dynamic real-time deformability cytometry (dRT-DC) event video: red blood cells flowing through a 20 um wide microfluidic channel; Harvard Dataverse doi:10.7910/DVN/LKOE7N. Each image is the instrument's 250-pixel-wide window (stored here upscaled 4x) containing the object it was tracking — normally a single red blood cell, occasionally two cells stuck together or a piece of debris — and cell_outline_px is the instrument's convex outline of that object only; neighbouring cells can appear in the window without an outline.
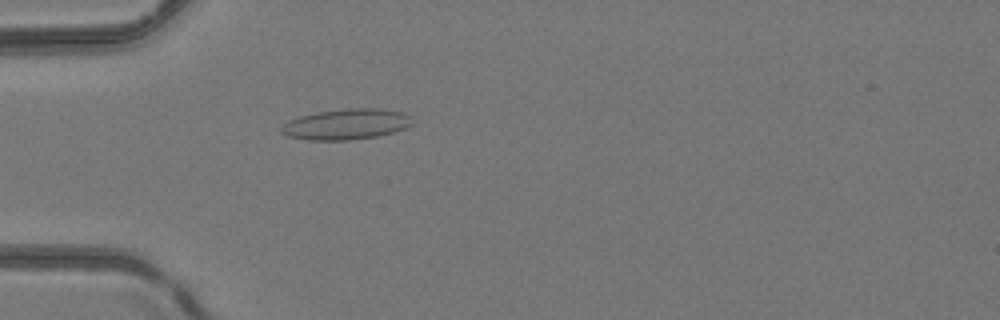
{"species": "common noctule bat (a hibernating species)", "species_latin": "Nyctalus noctula", "temperature_condition": "room temperature", "stored_images_in_passage": 47, "camera_frame_rate_fps": 3000, "um_per_image_px": 0.085, "animal": {"sex": "female", "body_mass_g": 24.6, "forearm_length_mm": 56.2}, "frame": {"image": 1, "passage_image": 12, "time_ms": 3.667, "image_size_px": [1000, 320], "cell_outline_px": [[412, 124], [404, 128], [392, 132], [376, 136], [348, 140], [308, 140], [288, 136], [280, 132], [280, 128], [288, 120], [300, 116], [316, 112], [348, 108], [376, 108], [400, 112], [408, 116]], "centroid_in_image_um": [29.36, 10.56], "position_along_channel_um": 55.6, "area_um2": 23.12}}
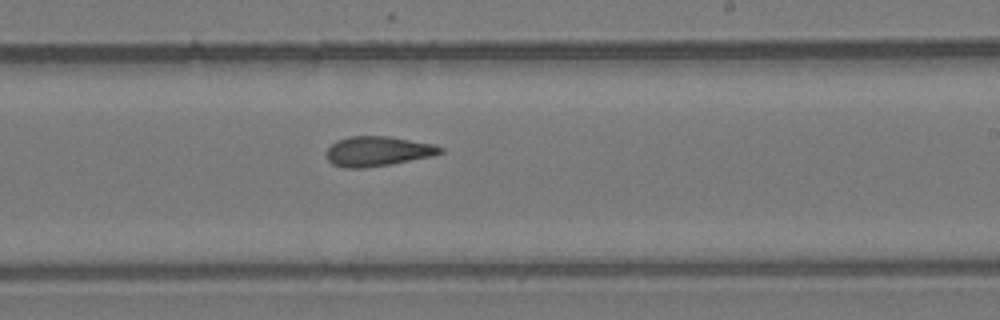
{"frame": {"image": 2, "passage_image": 27, "time_ms": 8.667, "image_size_px": [1000, 320], "cell_outline_px": [[444, 152], [432, 156], [388, 164], [364, 168], [344, 168], [332, 164], [328, 160], [324, 152], [336, 140], [348, 136], [388, 136], [436, 144], [444, 148]], "centroid_in_image_um": [32.09, 12.85], "position_along_channel_um": 256.9, "area_um2": 19.94}}
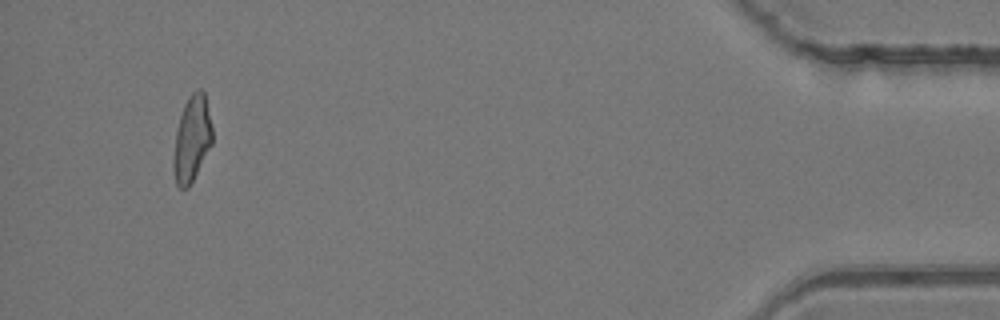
{"frame": {"image": 3, "passage_image": 44, "time_ms": 14.333, "image_size_px": [1000, 320], "cell_outline_px": [[212, 144], [188, 188], [180, 188], [176, 184], [172, 164], [172, 160], [176, 132], [180, 116], [184, 104], [188, 96], [192, 92], [200, 88], [204, 88], [212, 128]], "centroid_in_image_um": [16.3, 11.77], "position_along_channel_um": 418.9, "area_um2": 19.48}, "authors_computed_cell_mechanics": {"area_um2": 19.941, "velocity_mm_per_s": 4.1776, "shape_relaxation_time_tau1_ms": null, "shape_relaxation_time_tau2_ms": 3.0394, "deformation_change_tau1": null, "deformation_change_tau2": 0.1079}}